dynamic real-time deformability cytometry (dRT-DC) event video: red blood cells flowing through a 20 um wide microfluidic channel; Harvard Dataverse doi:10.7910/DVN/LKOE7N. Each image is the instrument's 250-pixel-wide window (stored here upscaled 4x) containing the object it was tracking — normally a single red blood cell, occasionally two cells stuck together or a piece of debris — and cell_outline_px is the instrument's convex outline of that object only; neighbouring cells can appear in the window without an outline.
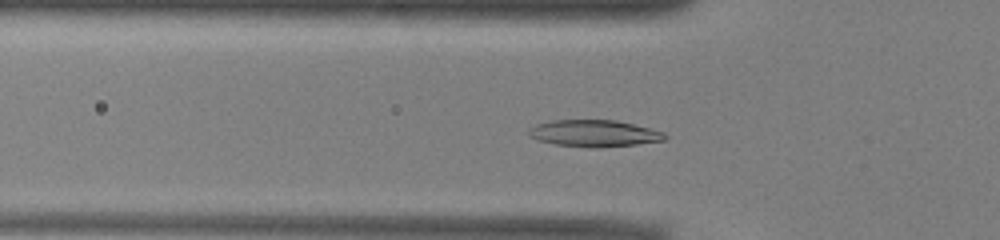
{"species": "common noctule bat (a hibernating species)", "species_latin": "Nyctalus noctula", "temperature_condition": "warm", "stored_images_in_passage": 48, "camera_frame_rate_fps": 3000, "um_per_image_px": 0.085, "animal": {"sex": "male", "body_mass_g": 13.0, "forearm_length_mm": 53.1}, "frame": {"image": 1, "passage_image": 13, "time_ms": 4.0, "image_size_px": [1000, 240], "cell_outline_px": [[668, 136], [664, 140], [636, 144], [600, 148], [592, 148], [556, 144], [536, 140], [528, 136], [528, 128], [536, 124], [552, 120], [616, 120], [664, 132]], "centroid_in_image_um": [50.46, 11.34], "position_along_channel_um": 75.3, "area_um2": 21.27}}
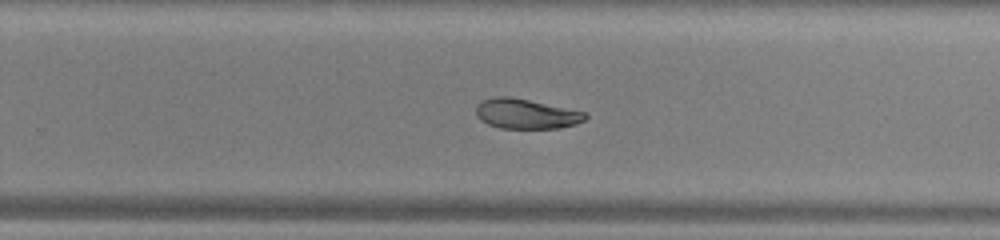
{"frame": {"image": 2, "passage_image": 29, "time_ms": 9.333, "image_size_px": [1000, 240], "cell_outline_px": [[588, 116], [584, 120], [576, 124], [560, 128], [500, 128], [488, 124], [480, 120], [476, 116], [476, 104], [480, 100], [492, 96], [508, 96], [528, 100], [584, 112]], "centroid_in_image_um": [44.64, 9.67], "position_along_channel_um": 285.2, "area_um2": 19.02}}
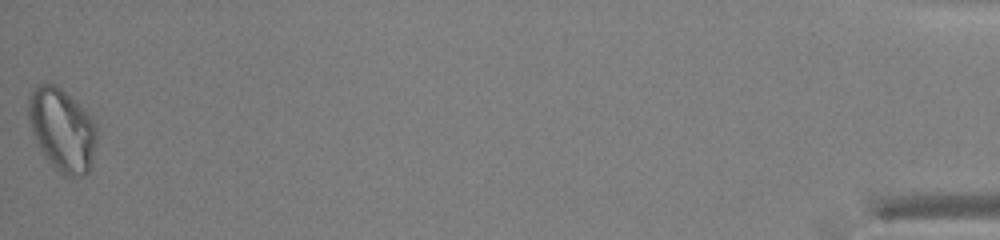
{"frame": {"image": 3, "passage_image": 48, "time_ms": 15.667, "image_size_px": [1000, 240], "cell_outline_px": [[96, 140], [92, 164], [88, 172], [80, 176], [64, 176], [44, 156], [32, 132], [28, 116], [28, 96], [32, 88], [40, 84], [56, 84], [80, 104], [84, 108], [96, 124]], "centroid_in_image_um": [5.28, 11.0], "position_along_channel_um": 429.9, "area_um2": 32.95}}